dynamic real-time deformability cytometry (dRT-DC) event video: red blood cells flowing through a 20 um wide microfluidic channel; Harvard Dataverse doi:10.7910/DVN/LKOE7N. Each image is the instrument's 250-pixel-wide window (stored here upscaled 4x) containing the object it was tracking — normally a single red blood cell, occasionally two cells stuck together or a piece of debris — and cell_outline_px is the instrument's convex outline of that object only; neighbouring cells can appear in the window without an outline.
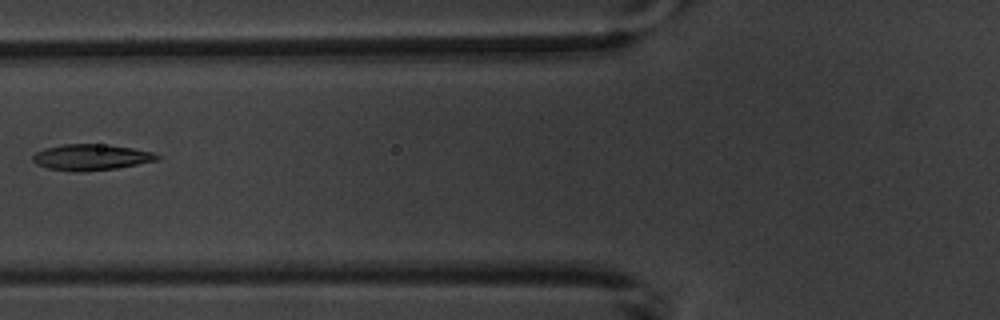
{"species": "common noctule bat (a hibernating species)", "species_latin": "Nyctalus noctula", "temperature_condition": "warm", "stored_images_in_passage": 8, "camera_frame_rate_fps": 3000, "um_per_image_px": 0.085, "animal": {"sex": "male", "body_mass_g": 20.1, "forearm_length_mm": 53.5}, "frame": {"image": 1, "passage_image": 5, "time_ms": 6.667, "image_size_px": [1000, 320], "cell_outline_px": [[160, 160], [116, 168], [48, 168], [36, 164], [32, 160], [32, 156], [36, 152], [44, 148], [64, 144], [108, 144], [132, 148], [152, 152], [160, 156]], "centroid_in_image_um": [7.79, 13.3], "position_along_channel_um": 118.0, "area_um2": 17.86}}
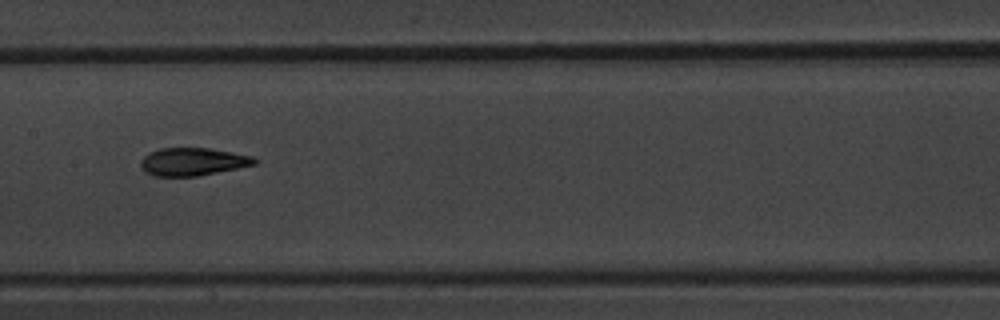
{"frame": {"image": 2, "passage_image": 7, "time_ms": 8.667, "image_size_px": [1000, 320], "cell_outline_px": [[260, 160], [256, 164], [196, 176], [152, 176], [144, 172], [140, 164], [140, 160], [144, 156], [160, 148], [208, 148], [252, 156]], "centroid_in_image_um": [16.36, 13.75], "position_along_channel_um": 191.0, "area_um2": 18.32}}
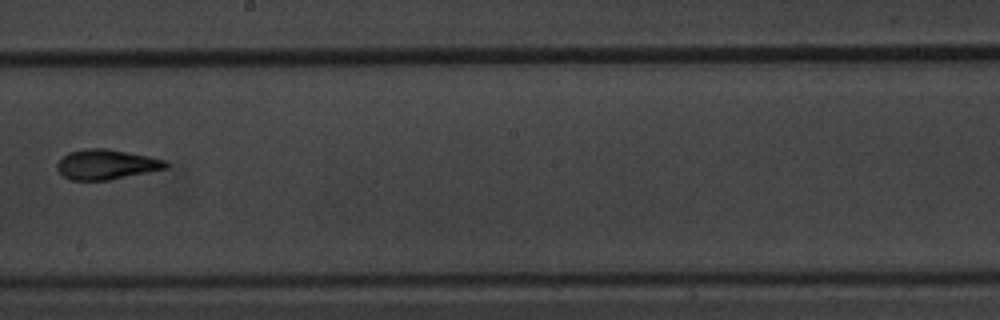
{"frame": {"image": 3, "passage_image": 8, "time_ms": 10.0, "image_size_px": [1000, 320], "cell_outline_px": [[168, 168], [108, 180], [72, 180], [64, 176], [56, 168], [56, 164], [68, 152], [88, 148], [104, 148], [148, 156], [168, 160]], "centroid_in_image_um": [9.05, 13.97], "position_along_channel_um": 239.1, "area_um2": 18.84}}